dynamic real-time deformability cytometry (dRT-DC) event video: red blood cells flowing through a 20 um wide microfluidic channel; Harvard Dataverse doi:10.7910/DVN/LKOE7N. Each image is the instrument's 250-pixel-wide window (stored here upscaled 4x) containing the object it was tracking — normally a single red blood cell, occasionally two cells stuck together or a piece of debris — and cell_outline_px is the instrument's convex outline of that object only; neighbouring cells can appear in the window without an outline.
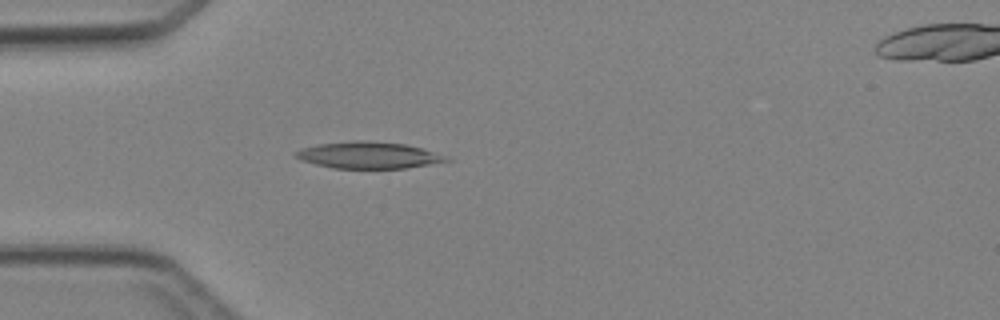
{"species": "Egyptian fruit bat (a non-hibernating species)", "species_latin": "Rousettus aegyptiacus", "temperature_condition": "cold", "stored_images_in_passage": 4, "camera_frame_rate_fps": 3000, "um_per_image_px": 0.085, "animal": {"sex": "female"}, "frame": {"image": 1, "passage_image": 3, "time_ms": 2.333, "image_size_px": [1000, 320], "cell_outline_px": [[452, 160], [404, 168], [332, 168], [300, 160], [296, 156], [296, 152], [304, 148], [316, 144], [352, 140], [368, 140], [404, 144], [424, 148], [448, 156]], "centroid_in_image_um": [31.35, 13.18], "position_along_channel_um": 53.7, "area_um2": 23.35}}